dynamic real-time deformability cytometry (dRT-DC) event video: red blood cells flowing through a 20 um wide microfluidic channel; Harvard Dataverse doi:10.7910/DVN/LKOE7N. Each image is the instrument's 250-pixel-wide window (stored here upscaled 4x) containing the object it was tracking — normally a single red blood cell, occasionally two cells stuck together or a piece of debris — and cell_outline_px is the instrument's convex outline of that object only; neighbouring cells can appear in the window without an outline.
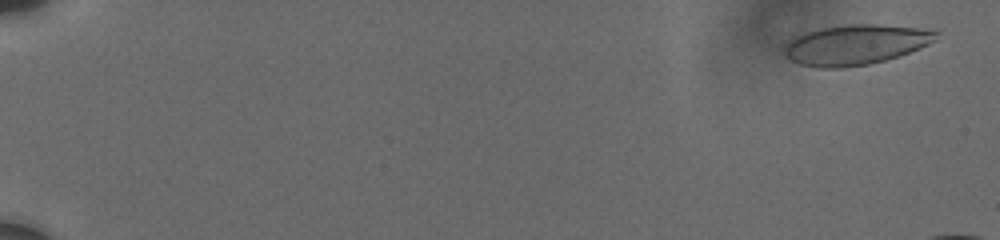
{"species": "human", "species_latin": "Homo sapiens", "temperature_condition": "cold", "stored_images_in_passage": 19, "camera_frame_rate_fps": 3000, "um_per_image_px": 0.085, "donor": {"sex": "male"}, "frame": {"image": 1, "passage_image": 2, "time_ms": 0.667, "image_size_px": [1000, 240], "cell_outline_px": [[940, 32], [936, 40], [920, 48], [884, 60], [868, 64], [844, 68], [820, 68], [800, 64], [792, 60], [784, 52], [788, 44], [796, 36], [820, 28], [848, 24], [876, 24], [916, 28]], "centroid_in_image_um": [72.75, 3.8], "position_along_channel_um": 12.3, "area_um2": 34.85}}
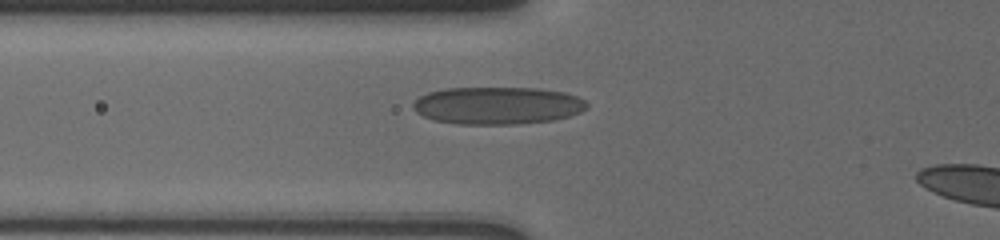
{"frame": {"image": 2, "passage_image": 18, "time_ms": 7.667, "image_size_px": [1000, 240], "cell_outline_px": [[588, 108], [580, 112], [568, 116], [552, 120], [516, 124], [456, 124], [436, 120], [424, 116], [416, 112], [412, 108], [412, 104], [420, 96], [428, 92], [444, 88], [536, 88], [564, 92], [576, 96], [584, 100], [588, 104]], "centroid_in_image_um": [42.27, 8.97], "position_along_channel_um": 83.5, "area_um2": 37.92}}